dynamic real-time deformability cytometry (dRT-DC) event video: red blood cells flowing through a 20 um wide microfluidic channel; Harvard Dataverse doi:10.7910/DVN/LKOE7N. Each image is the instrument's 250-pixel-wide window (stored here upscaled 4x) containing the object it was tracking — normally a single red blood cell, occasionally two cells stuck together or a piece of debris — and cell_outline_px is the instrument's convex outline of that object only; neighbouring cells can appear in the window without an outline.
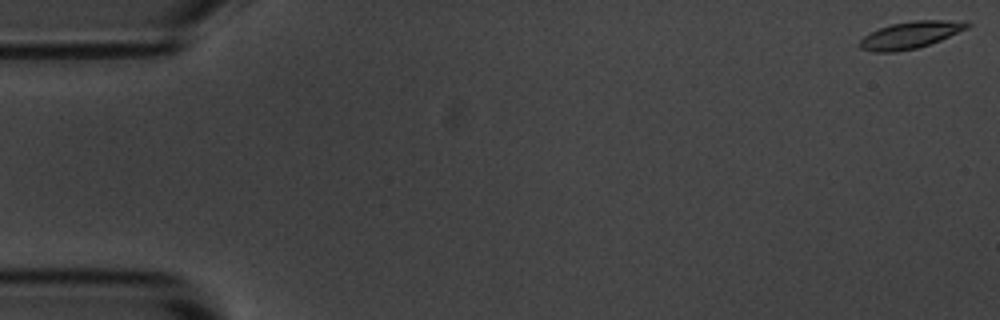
{"species": "common noctule bat (a hibernating species)", "species_latin": "Nyctalus noctula", "temperature_condition": "room temperature", "stored_images_in_passage": 56, "camera_frame_rate_fps": 3000, "um_per_image_px": 0.085, "animal": {"sex": "male", "body_mass_g": 20.1, "forearm_length_mm": 53.5}, "frame": {"image": 1, "passage_image": 1, "time_ms": 0.0, "image_size_px": [1000, 320], "cell_outline_px": [[972, 24], [968, 28], [940, 40], [916, 48], [896, 52], [872, 52], [860, 48], [860, 40], [864, 36], [880, 28], [892, 24], [912, 20], [968, 20]], "centroid_in_image_um": [77.43, 2.96], "position_along_channel_um": 7.6, "area_um2": 16.88}}
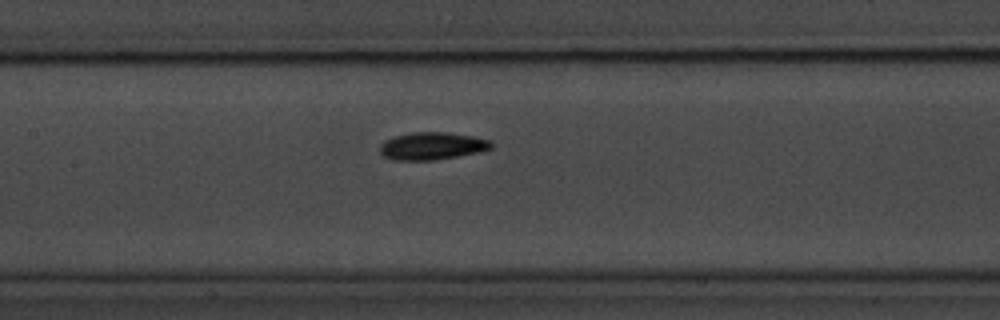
{"frame": {"image": 2, "passage_image": 26, "time_ms": 8.333, "image_size_px": [1000, 320], "cell_outline_px": [[492, 148], [480, 152], [432, 160], [392, 160], [384, 156], [380, 152], [380, 144], [384, 140], [396, 136], [412, 132], [444, 132], [472, 136], [492, 140]], "centroid_in_image_um": [36.72, 12.4], "position_along_channel_um": 170.7, "area_um2": 17.8}}
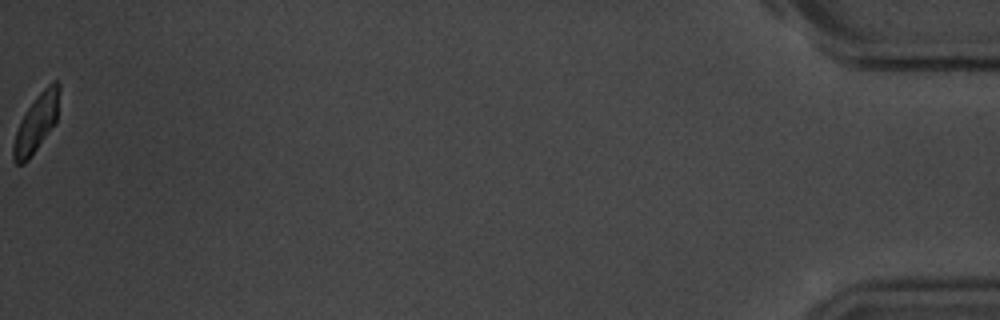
{"frame": {"image": 3, "passage_image": 56, "time_ms": 18.333, "image_size_px": [1000, 320], "cell_outline_px": [[60, 92], [56, 120], [28, 160], [24, 164], [16, 164], [12, 160], [12, 144], [16, 132], [28, 108], [36, 96], [52, 80], [56, 80], [60, 84]], "centroid_in_image_um": [3.08, 10.45], "position_along_channel_um": 432.1, "area_um2": 15.09}, "authors_computed_cell_mechanics": {"area_um2": 16.9354, "velocity_mm_per_s": 3.6216, "shape_relaxation_time_tau1_ms": 1.9486, "shape_relaxation_time_tau2_ms": 4.3972, "deformation_change_tau1": 0.1455, "deformation_change_tau2": 0.0807}}